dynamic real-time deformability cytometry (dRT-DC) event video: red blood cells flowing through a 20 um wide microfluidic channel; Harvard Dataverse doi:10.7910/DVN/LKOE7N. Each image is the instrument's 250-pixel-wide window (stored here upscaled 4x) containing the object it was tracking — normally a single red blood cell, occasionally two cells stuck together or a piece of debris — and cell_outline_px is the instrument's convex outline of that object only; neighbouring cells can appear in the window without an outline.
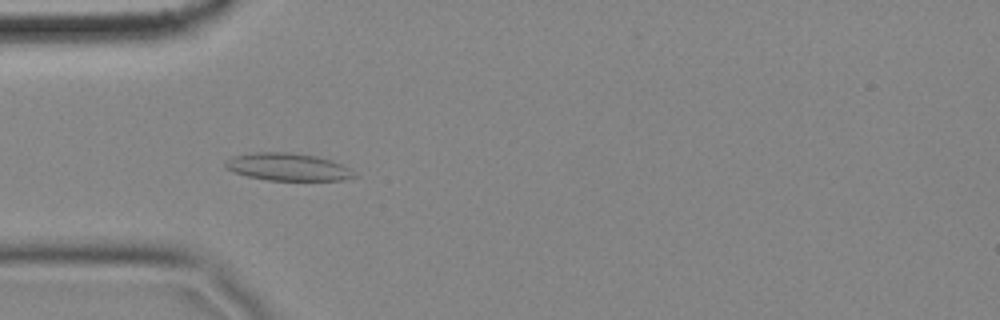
{"species": "common noctule bat (a hibernating species)", "species_latin": "Nyctalus noctula", "temperature_condition": "cold", "stored_images_in_passage": 58, "camera_frame_rate_fps": 3000, "um_per_image_px": 0.085, "animal": {"sex": "female", "body_mass_g": 18.4}, "frame": {"image": 1, "passage_image": 17, "time_ms": 5.333, "image_size_px": [1000, 320], "cell_outline_px": [[360, 176], [344, 180], [268, 180], [248, 176], [232, 172], [224, 168], [224, 164], [232, 156], [256, 152], [292, 152], [316, 156], [332, 160], [352, 168]], "centroid_in_image_um": [24.52, 14.19], "position_along_channel_um": 60.5, "area_um2": 20.98}}
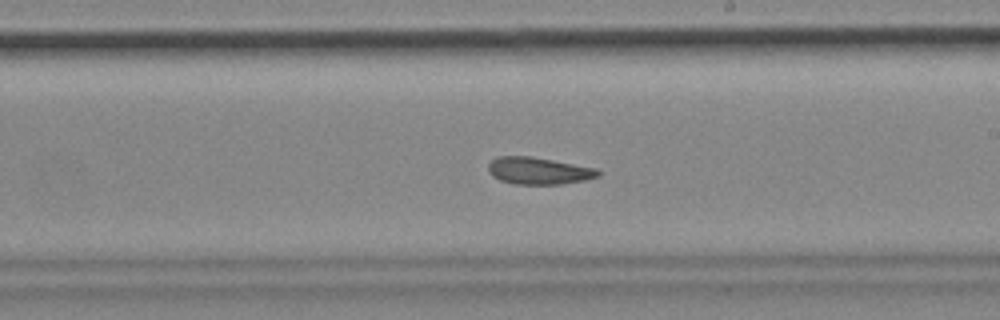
{"frame": {"image": 2, "passage_image": 33, "time_ms": 10.667, "image_size_px": [1000, 320], "cell_outline_px": [[600, 176], [584, 180], [560, 184], [516, 184], [500, 180], [492, 176], [488, 172], [488, 164], [496, 156], [532, 156], [596, 168], [600, 172]], "centroid_in_image_um": [45.76, 14.51], "position_along_channel_um": 243.2, "area_um2": 17.34}}
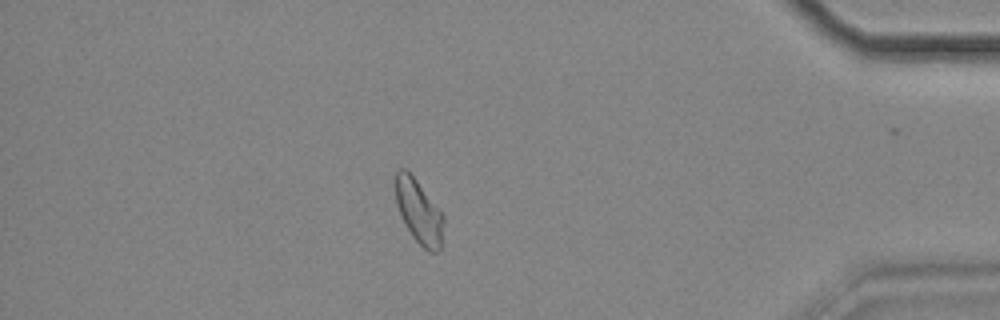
{"frame": {"image": 3, "passage_image": 50, "time_ms": 16.333, "image_size_px": [1000, 320], "cell_outline_px": [[444, 220], [440, 248], [436, 252], [428, 252], [412, 236], [400, 216], [396, 204], [396, 168], [404, 168], [416, 180], [444, 216]], "centroid_in_image_um": [35.59, 18.0], "position_along_channel_um": 399.6, "area_um2": 17.57}, "authors_computed_cell_mechanics": {"area_um2": 18.5538, "velocity_mm_per_s": 3.4663, "shape_relaxation_time_tau1_ms": null, "shape_relaxation_time_tau2_ms": 9.0571, "deformation_change_tau1": null, "deformation_change_tau2": 0.1603}}